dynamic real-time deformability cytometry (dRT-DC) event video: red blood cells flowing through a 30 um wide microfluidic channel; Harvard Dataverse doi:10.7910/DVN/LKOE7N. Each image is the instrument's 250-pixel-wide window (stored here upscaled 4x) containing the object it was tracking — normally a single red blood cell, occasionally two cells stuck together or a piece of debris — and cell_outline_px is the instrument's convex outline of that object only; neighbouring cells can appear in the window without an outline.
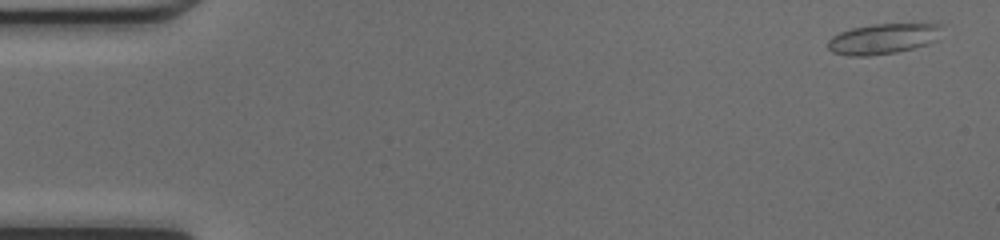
{"species": "common noctule bat (a hibernating species)", "species_latin": "Nyctalus noctula", "temperature_condition": "cold", "stored_images_in_passage": 49, "camera_frame_rate_fps": 3000, "um_per_image_px": 0.085, "animal": {"sex": "female", "body_mass_g": 17.0, "forearm_length_mm": 48.0}, "frame": {"image": 1, "passage_image": 2, "time_ms": 0.333, "image_size_px": [1000, 240], "cell_outline_px": [[944, 24], [936, 40], [928, 44], [896, 52], [868, 56], [848, 56], [832, 52], [828, 48], [828, 40], [832, 36], [840, 32], [852, 28], [872, 24]], "centroid_in_image_um": [75.04, 3.3], "position_along_channel_um": 10.0, "area_um2": 20.17}}
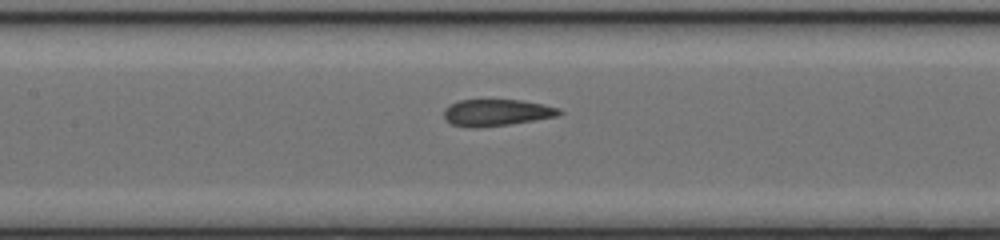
{"frame": {"image": 2, "passage_image": 23, "time_ms": 7.333, "image_size_px": [1000, 240], "cell_outline_px": [[564, 112], [560, 116], [508, 124], [476, 128], [472, 128], [452, 124], [444, 120], [444, 108], [448, 104], [460, 100], [520, 100], [544, 104], [560, 108]], "centroid_in_image_um": [42.21, 9.57], "position_along_channel_um": 165.2, "area_um2": 18.09}}
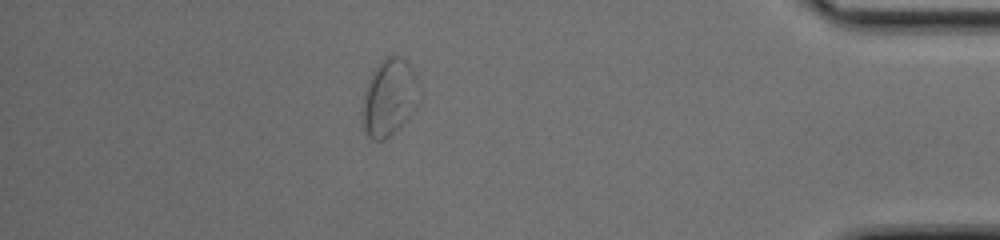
{"frame": {"image": 3, "passage_image": 43, "time_ms": 14.0, "image_size_px": [1000, 240], "cell_outline_px": [[420, 104], [384, 140], [372, 140], [368, 136], [364, 128], [364, 96], [372, 72], [380, 60], [384, 56], [400, 56], [412, 68], [420, 80]], "centroid_in_image_um": [33.15, 8.23], "position_along_channel_um": 402.1, "area_um2": 25.2}, "authors_computed_cell_mechanics": {"area_um2": 19.3052, "velocity_mm_per_s": 4.2351, "shape_relaxation_time_tau1_ms": 10.1853, "shape_relaxation_time_tau2_ms": 1.6399, "deformation_change_tau1": 0.2436, "deformation_change_tau2": 0.0685}}